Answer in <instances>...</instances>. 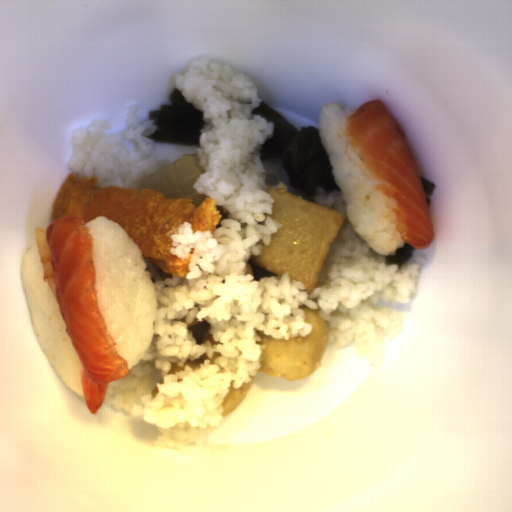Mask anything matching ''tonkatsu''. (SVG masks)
Masks as SVG:
<instances>
[{
    "mask_svg": "<svg viewBox=\"0 0 512 512\" xmlns=\"http://www.w3.org/2000/svg\"><path fill=\"white\" fill-rule=\"evenodd\" d=\"M98 180L90 175L79 178L69 173L52 203V220L79 216L87 223L105 215L107 220L117 222L139 246L142 260L167 275L186 277L195 250L192 248L186 259L174 256L170 252L169 236L177 233L184 223L191 225L193 233L212 234L221 219L215 199L204 197L194 206L190 198L167 199L162 192L141 188L100 187Z\"/></svg>",
    "mask_w": 512,
    "mask_h": 512,
    "instance_id": "d4beea91",
    "label": "tonkatsu"
}]
</instances>
